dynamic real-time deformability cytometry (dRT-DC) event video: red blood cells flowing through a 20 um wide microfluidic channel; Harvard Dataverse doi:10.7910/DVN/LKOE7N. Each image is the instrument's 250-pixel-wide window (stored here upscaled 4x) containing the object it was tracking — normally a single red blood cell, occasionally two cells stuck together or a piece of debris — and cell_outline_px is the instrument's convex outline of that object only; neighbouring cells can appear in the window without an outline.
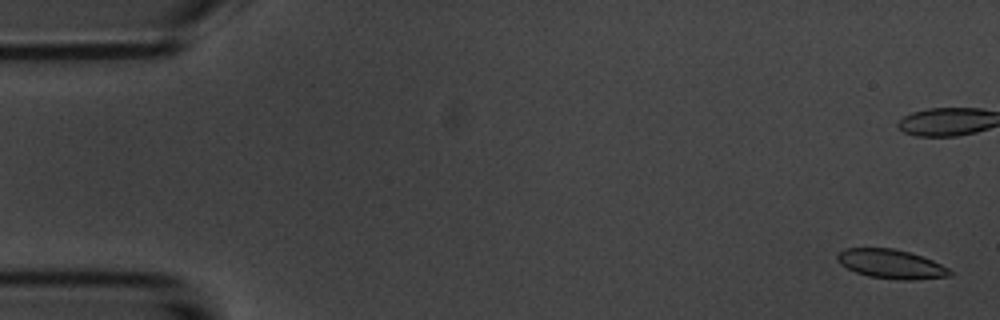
{"species": "common noctule bat (a hibernating species)", "species_latin": "Nyctalus noctula", "temperature_condition": "room temperature", "stored_images_in_passage": 6, "camera_frame_rate_fps": 3000, "um_per_image_px": 0.085, "animal": {"sex": "male", "body_mass_g": 20.1, "forearm_length_mm": 53.5}, "frame": {"image": 1, "passage_image": 1, "time_ms": 0.0, "image_size_px": [1000, 320], "cell_outline_px": [[952, 276], [916, 280], [900, 280], [868, 276], [856, 272], [840, 264], [836, 260], [836, 256], [844, 248], [892, 248], [908, 252], [932, 260], [948, 268], [952, 272]], "centroid_in_image_um": [75.74, 22.45], "position_along_channel_um": 9.3, "area_um2": 19.07}}